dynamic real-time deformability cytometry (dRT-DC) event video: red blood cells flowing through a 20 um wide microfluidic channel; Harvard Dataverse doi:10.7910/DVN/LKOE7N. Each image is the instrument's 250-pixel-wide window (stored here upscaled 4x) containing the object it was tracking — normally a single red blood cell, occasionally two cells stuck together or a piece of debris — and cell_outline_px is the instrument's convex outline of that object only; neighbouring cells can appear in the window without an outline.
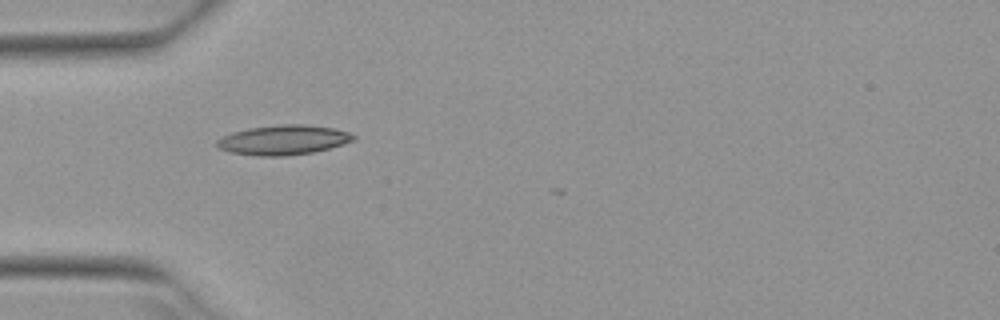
{"species": "Egyptian fruit bat (a non-hibernating species)", "species_latin": "Rousettus aegyptiacus", "temperature_condition": "warm", "stored_images_in_passage": 3, "camera_frame_rate_fps": 3000, "um_per_image_px": 0.085, "animal": {"sex": "female"}, "frame": {"image": 1, "passage_image": 1, "time_ms": 0.0, "image_size_px": [1000, 320], "cell_outline_px": [[356, 140], [344, 144], [312, 152], [284, 156], [256, 156], [232, 152], [220, 148], [216, 144], [216, 140], [232, 132], [248, 128], [280, 124], [304, 124], [332, 128], [348, 132], [356, 136]], "centroid_in_image_um": [24.1, 11.89], "position_along_channel_um": 60.9, "area_um2": 23.52}}